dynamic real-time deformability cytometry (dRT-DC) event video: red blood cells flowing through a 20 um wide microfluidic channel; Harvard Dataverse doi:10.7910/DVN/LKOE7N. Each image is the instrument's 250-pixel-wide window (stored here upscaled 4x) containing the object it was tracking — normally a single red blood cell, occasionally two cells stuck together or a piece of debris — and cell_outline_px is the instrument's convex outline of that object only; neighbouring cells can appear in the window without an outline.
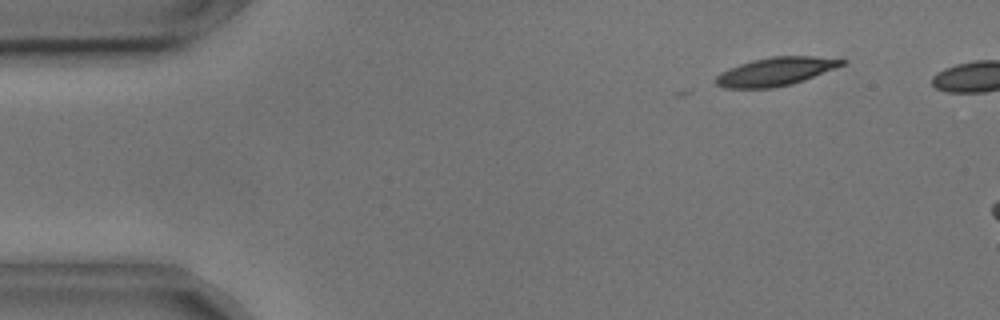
{"species": "common noctule bat (a hibernating species)", "species_latin": "Nyctalus noctula", "temperature_condition": "cold", "stored_images_in_passage": 4, "camera_frame_rate_fps": 3000, "um_per_image_px": 0.085, "animal": {"sex": "male", "body_mass_g": 17.9, "forearm_length_mm": 54.2}, "frame": {"image": 1, "passage_image": 2, "time_ms": 0.333, "image_size_px": [1000, 320], "cell_outline_px": [[848, 60], [844, 64], [804, 80], [792, 84], [772, 88], [724, 88], [716, 84], [716, 76], [720, 72], [728, 68], [752, 60], [772, 56], [812, 56]], "centroid_in_image_um": [65.9, 6.08], "position_along_channel_um": 19.1, "area_um2": 20.69}}